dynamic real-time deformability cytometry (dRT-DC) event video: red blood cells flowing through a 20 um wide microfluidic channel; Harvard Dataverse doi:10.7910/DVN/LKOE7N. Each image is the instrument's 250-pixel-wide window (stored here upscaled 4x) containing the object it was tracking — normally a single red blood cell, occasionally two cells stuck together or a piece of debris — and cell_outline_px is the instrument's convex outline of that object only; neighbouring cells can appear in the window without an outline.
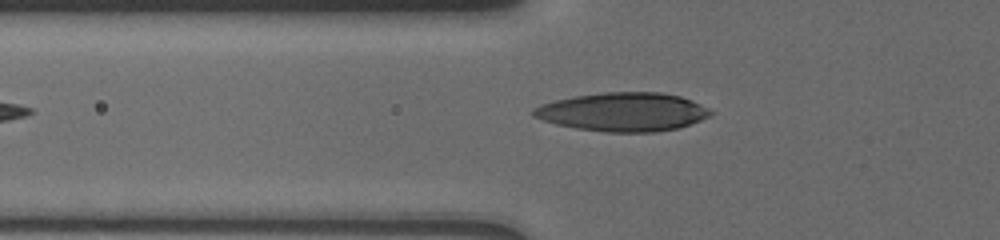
{"species": "human", "species_latin": "Homo sapiens", "temperature_condition": "cold", "stored_images_in_passage": 10, "camera_frame_rate_fps": 3000, "um_per_image_px": 0.085, "donor": {"sex": "male"}, "frame": {"image": 1, "passage_image": 10, "time_ms": 8.667, "image_size_px": [1000, 240], "cell_outline_px": [[712, 116], [680, 128], [652, 132], [604, 132], [576, 128], [556, 124], [532, 116], [532, 108], [540, 104], [556, 100], [576, 96], [604, 92], [660, 92], [680, 96], [692, 100], [708, 108], [712, 112]], "centroid_in_image_um": [52.97, 9.51], "position_along_channel_um": 72.8, "area_um2": 40.0}}